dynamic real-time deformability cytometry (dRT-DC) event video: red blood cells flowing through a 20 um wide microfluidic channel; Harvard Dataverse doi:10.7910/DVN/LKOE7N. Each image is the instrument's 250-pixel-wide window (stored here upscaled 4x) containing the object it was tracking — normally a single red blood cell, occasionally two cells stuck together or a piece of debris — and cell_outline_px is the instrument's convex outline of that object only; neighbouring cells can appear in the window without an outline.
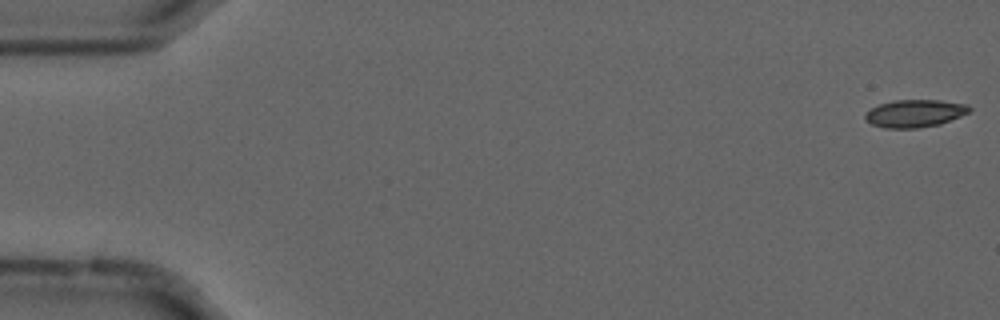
{"species": "common noctule bat (a hibernating species)", "species_latin": "Nyctalus noctula", "temperature_condition": "cold", "stored_images_in_passage": 55, "camera_frame_rate_fps": 3000, "um_per_image_px": 0.085, "animal": {"sex": "male", "forearm_length_mm": 52.5}, "frame": {"image": 1, "passage_image": 1, "time_ms": 0.0, "image_size_px": [1000, 320], "cell_outline_px": [[972, 108], [968, 112], [960, 116], [940, 124], [920, 128], [884, 128], [872, 124], [864, 120], [864, 116], [872, 108], [880, 104], [892, 100], [940, 100], [968, 104]], "centroid_in_image_um": [77.76, 9.64], "position_along_channel_um": 7.2, "area_um2": 16.76}}
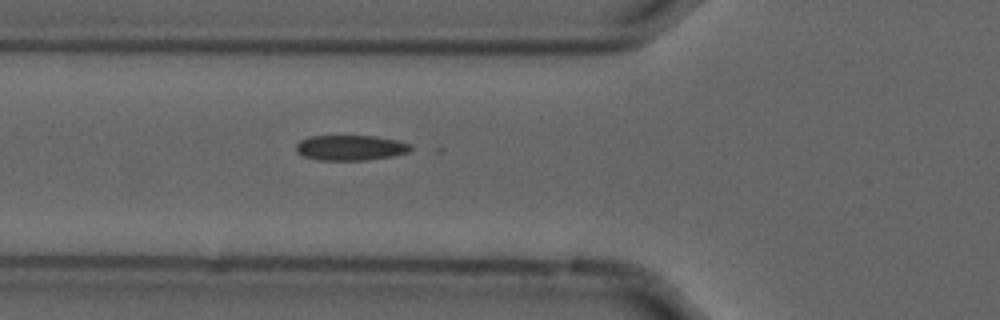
{"frame": {"image": 2, "passage_image": 20, "time_ms": 6.333, "image_size_px": [1000, 320], "cell_outline_px": [[412, 148], [408, 152], [392, 156], [368, 160], [320, 160], [304, 156], [296, 152], [296, 144], [300, 140], [308, 136], [376, 136], [396, 140], [412, 144]], "centroid_in_image_um": [29.79, 12.55], "position_along_channel_um": 96.0, "area_um2": 16.94}}
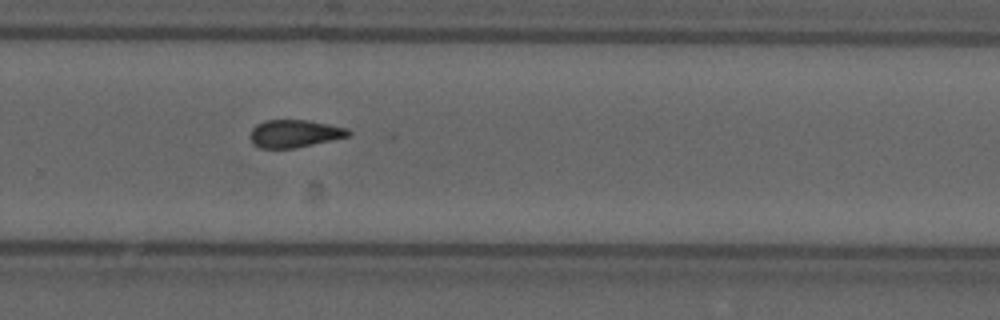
{"frame": {"image": 3, "passage_image": 37, "time_ms": 12.0, "image_size_px": [1000, 320], "cell_outline_px": [[352, 136], [292, 148], [260, 148], [252, 144], [252, 128], [256, 124], [264, 120], [308, 120], [348, 128], [352, 132]], "centroid_in_image_um": [25.07, 11.34], "position_along_channel_um": 304.7, "area_um2": 15.78}, "authors_computed_cell_mechanics": {"area_um2": 16.9354, "velocity_mm_per_s": 3.6871, "shape_relaxation_time_tau1_ms": null, "shape_relaxation_time_tau2_ms": 3.8467, "deformation_change_tau1": null, "deformation_change_tau2": 0.0927}}